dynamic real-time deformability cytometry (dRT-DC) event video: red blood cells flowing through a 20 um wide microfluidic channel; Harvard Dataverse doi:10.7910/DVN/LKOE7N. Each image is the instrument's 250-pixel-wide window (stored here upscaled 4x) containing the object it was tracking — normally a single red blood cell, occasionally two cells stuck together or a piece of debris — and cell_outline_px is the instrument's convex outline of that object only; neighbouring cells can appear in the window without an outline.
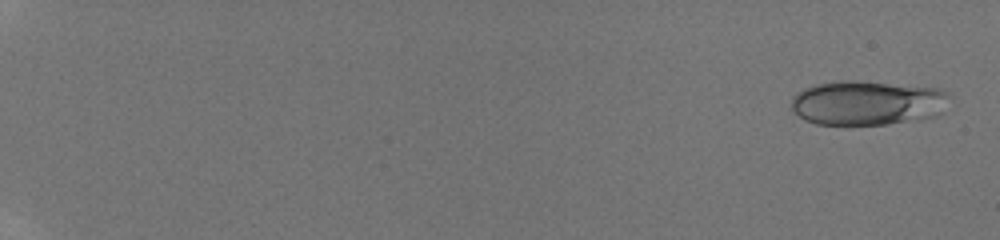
{"species": "human", "species_latin": "Homo sapiens", "temperature_condition": "room temperature", "stored_images_in_passage": 29, "camera_frame_rate_fps": 3000, "um_per_image_px": 0.085, "donor": {"sex": "male"}, "frame": {"image": 1, "passage_image": 1, "time_ms": 0.0, "image_size_px": [1000, 240], "cell_outline_px": [[948, 96], [936, 116], [920, 120], [888, 124], [816, 124], [804, 120], [792, 112], [792, 96], [796, 92], [804, 88], [816, 84], [836, 80], [852, 80], [940, 88], [948, 92]], "centroid_in_image_um": [73.66, 8.74], "position_along_channel_um": 11.3, "area_um2": 41.1}}
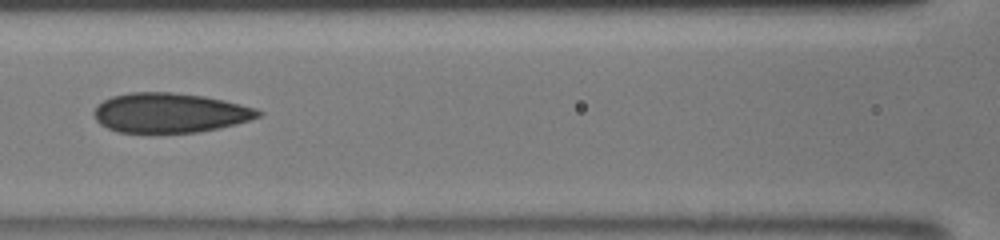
{"frame": {"image": 2, "passage_image": 16, "time_ms": 8.667, "image_size_px": [1000, 240], "cell_outline_px": [[264, 112], [260, 116], [236, 124], [196, 132], [120, 132], [108, 128], [100, 124], [96, 120], [92, 112], [96, 104], [112, 96], [128, 92], [172, 92], [204, 96], [224, 100], [256, 108]], "centroid_in_image_um": [14.4, 9.57], "position_along_channel_um": 152.2, "area_um2": 37.92}}
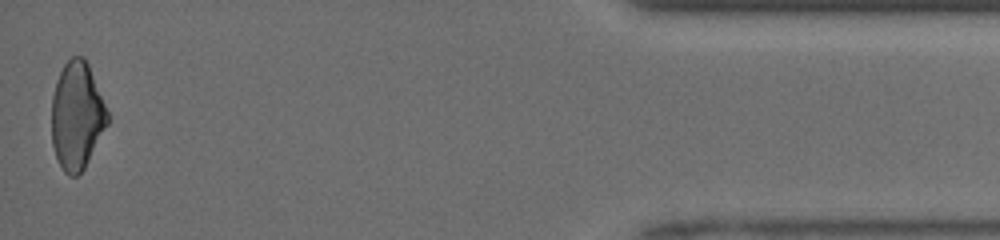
{"frame": {"image": 3, "passage_image": 29, "time_ms": 16.667, "image_size_px": [1000, 240], "cell_outline_px": [[108, 124], [84, 168], [76, 176], [68, 176], [64, 172], [56, 156], [52, 144], [52, 96], [56, 80], [64, 64], [72, 56], [84, 56], [88, 64], [108, 112]], "centroid_in_image_um": [6.52, 9.83], "position_along_channel_um": 428.7, "area_um2": 34.8}, "authors_computed_cell_mechanics": {"area_um2": 37.6856, "velocity_mm_per_s": 4.2228, "shape_relaxation_time_tau1_ms": 8.663, "shape_relaxation_time_tau2_ms": 2.445, "deformation_change_tau1": 0.1696, "deformation_change_tau2": 0.0755}}